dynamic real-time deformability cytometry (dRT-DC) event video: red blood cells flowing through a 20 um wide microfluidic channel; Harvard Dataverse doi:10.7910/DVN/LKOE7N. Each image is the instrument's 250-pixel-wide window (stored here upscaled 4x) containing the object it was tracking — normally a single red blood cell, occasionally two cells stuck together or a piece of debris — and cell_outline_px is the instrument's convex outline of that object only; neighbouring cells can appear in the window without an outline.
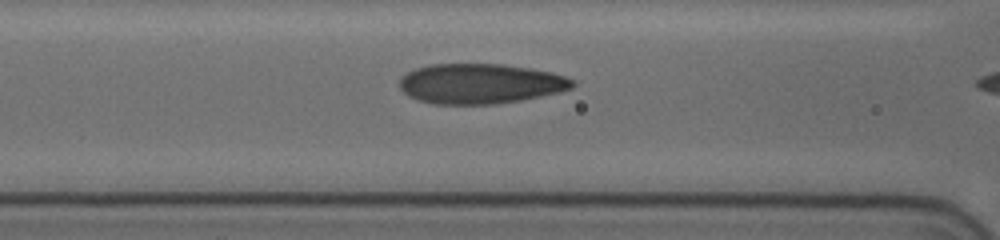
{"species": "human", "species_latin": "Homo sapiens", "temperature_condition": "cold", "stored_images_in_passage": 14, "camera_frame_rate_fps": 3000, "um_per_image_px": 0.085, "donor": {"sex": "female"}, "frame": {"image": 1, "passage_image": 12, "time_ms": 3.667, "image_size_px": [1000, 240], "cell_outline_px": [[576, 84], [572, 88], [560, 92], [520, 100], [496, 104], [432, 104], [416, 100], [408, 96], [400, 88], [400, 76], [416, 68], [428, 64], [504, 64], [552, 72], [576, 80]], "centroid_in_image_um": [40.82, 7.11], "position_along_channel_um": 125.8, "area_um2": 40.63}}